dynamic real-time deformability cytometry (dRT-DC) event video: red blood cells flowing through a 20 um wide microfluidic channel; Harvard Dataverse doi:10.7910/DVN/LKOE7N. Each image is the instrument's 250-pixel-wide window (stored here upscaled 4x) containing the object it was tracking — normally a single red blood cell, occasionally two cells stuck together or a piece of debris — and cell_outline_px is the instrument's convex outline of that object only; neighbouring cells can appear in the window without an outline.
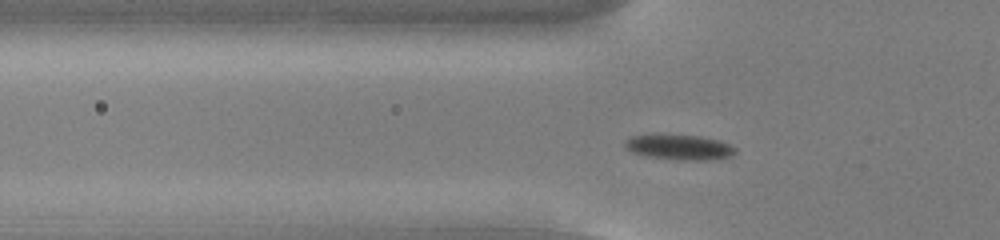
{"species": "common noctule bat (a hibernating species)", "species_latin": "Nyctalus noctula", "temperature_condition": "cold", "stored_images_in_passage": 49, "camera_frame_rate_fps": 3000, "um_per_image_px": 0.085, "animal": {"sex": "male", "body_mass_g": 13.0, "forearm_length_mm": 53.1}, "frame": {"image": 1, "passage_image": 13, "time_ms": 4.0, "image_size_px": [1000, 240], "cell_outline_px": [[736, 152], [732, 156], [712, 160], [680, 160], [644, 156], [632, 152], [624, 144], [624, 140], [632, 136], [656, 132], [700, 136], [720, 140], [736, 148]], "centroid_in_image_um": [57.71, 12.48], "position_along_channel_um": 68.1, "area_um2": 16.88}}
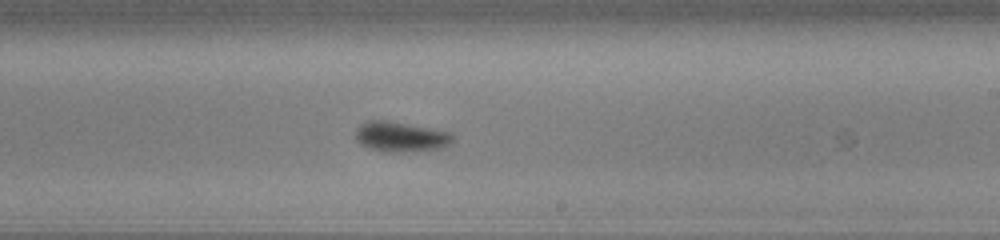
{"frame": {"image": 2, "passage_image": 28, "time_ms": 9.0, "image_size_px": [1000, 240], "cell_outline_px": [[452, 140], [448, 144], [440, 148], [404, 152], [380, 152], [368, 148], [360, 144], [356, 140], [356, 128], [368, 120], [388, 120], [452, 132]], "centroid_in_image_um": [34.01, 11.62], "position_along_channel_um": 255.0, "area_um2": 17.11}}
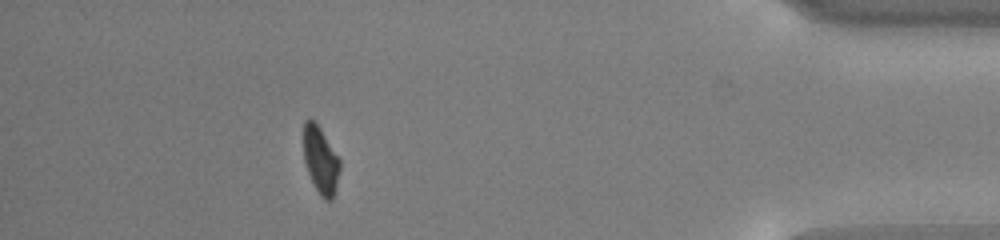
{"frame": {"image": 3, "passage_image": 44, "time_ms": 14.333, "image_size_px": [1000, 240], "cell_outline_px": [[340, 168], [336, 188], [332, 200], [324, 200], [320, 196], [308, 172], [304, 160], [304, 120], [308, 116], [320, 128], [340, 160]], "centroid_in_image_um": [27.25, 13.62], "position_along_channel_um": 407.9, "area_um2": 13.99}, "authors_computed_cell_mechanics": {"area_um2": 15.7216, "velocity_mm_per_s": 3.776, "shape_relaxation_time_tau1_ms": 1.8369, "shape_relaxation_time_tau2_ms": 3.9052, "deformation_change_tau1": 0.1303, "deformation_change_tau2": 0.0664}}